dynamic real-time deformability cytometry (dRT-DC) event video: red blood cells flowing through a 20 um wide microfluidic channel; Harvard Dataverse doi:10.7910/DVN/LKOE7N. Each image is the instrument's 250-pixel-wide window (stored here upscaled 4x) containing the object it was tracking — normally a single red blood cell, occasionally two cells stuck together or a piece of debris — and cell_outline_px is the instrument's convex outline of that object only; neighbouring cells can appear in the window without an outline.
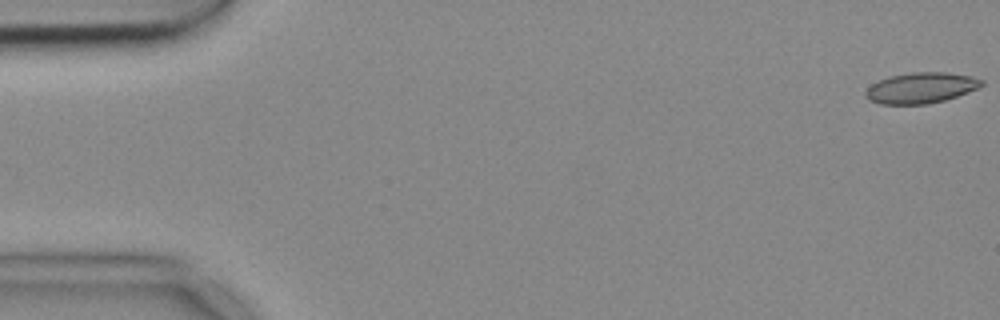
{"species": "common noctule bat (a hibernating species)", "species_latin": "Nyctalus noctula", "temperature_condition": "cold", "stored_images_in_passage": 54, "camera_frame_rate_fps": 3000, "um_per_image_px": 0.085, "animal": {"sex": "female", "body_mass_g": 18.4}, "frame": {"image": 1, "passage_image": 1, "time_ms": 0.0, "image_size_px": [1000, 320], "cell_outline_px": [[984, 84], [968, 92], [944, 100], [928, 104], [880, 104], [868, 100], [864, 96], [864, 92], [872, 84], [888, 76], [912, 72], [944, 72], [972, 76], [984, 80]], "centroid_in_image_um": [78.26, 7.47], "position_along_channel_um": 6.7, "area_um2": 20.81}}
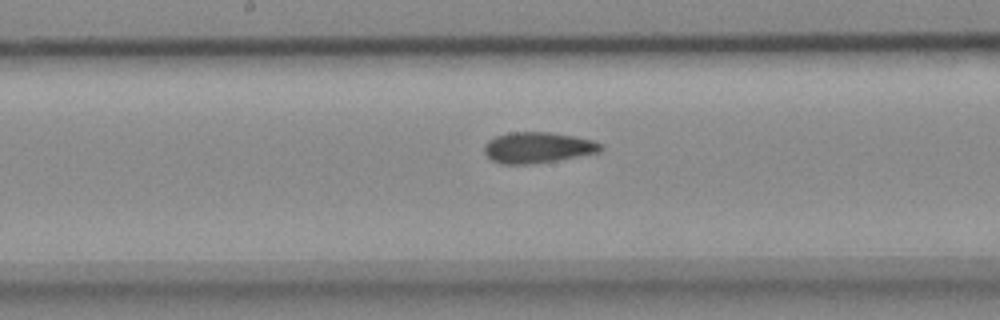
{"frame": {"image": 2, "passage_image": 28, "time_ms": 9.0, "image_size_px": [1000, 320], "cell_outline_px": [[604, 148], [600, 152], [556, 160], [528, 164], [500, 164], [492, 160], [484, 152], [484, 144], [488, 140], [496, 136], [508, 132], [548, 132], [572, 136], [592, 140], [604, 144]], "centroid_in_image_um": [45.7, 12.54], "position_along_channel_um": 202.5, "area_um2": 20.92}}
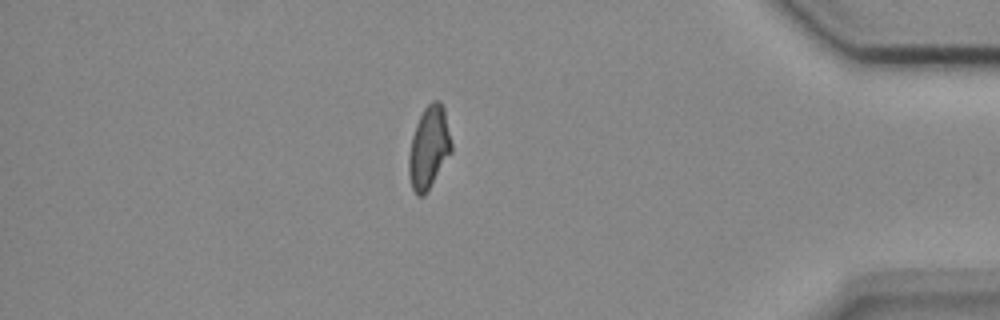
{"frame": {"image": 3, "passage_image": 47, "time_ms": 15.333, "image_size_px": [1000, 320], "cell_outline_px": [[452, 152], [424, 196], [416, 196], [412, 188], [408, 172], [408, 156], [412, 136], [416, 124], [424, 108], [432, 100], [440, 100], [444, 108], [452, 144]], "centroid_in_image_um": [36.45, 12.54], "position_along_channel_um": 398.7, "area_um2": 20.52}, "authors_computed_cell_mechanics": {"area_um2": 20.808, "velocity_mm_per_s": 3.6899, "shape_relaxation_time_tau1_ms": 8.5709, "shape_relaxation_time_tau2_ms": 2.5202, "deformation_change_tau1": 0.1595, "deformation_change_tau2": 0.0789}}